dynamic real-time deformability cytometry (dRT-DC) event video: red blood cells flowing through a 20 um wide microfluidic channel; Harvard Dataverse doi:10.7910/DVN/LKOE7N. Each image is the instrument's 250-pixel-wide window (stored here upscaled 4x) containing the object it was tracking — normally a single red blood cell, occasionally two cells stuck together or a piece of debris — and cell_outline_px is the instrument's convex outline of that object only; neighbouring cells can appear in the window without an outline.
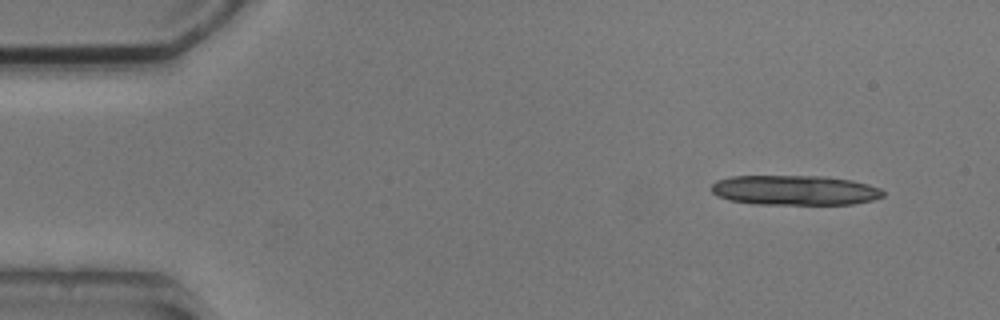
{"species": "common noctule bat (a hibernating species)", "species_latin": "Nyctalus noctula", "temperature_condition": "cold", "stored_images_in_passage": 5, "segment_of_instrument_passage": [1, 2], "camera_frame_rate_fps": 3000, "um_per_image_px": 0.085, "animal": {"sex": "male", "body_mass_g": 20.5, "forearm_length_mm": 52.5}, "frame": {"image": 1, "passage_image": 1, "time_ms": 0.0, "image_size_px": [1000, 320], "cell_outline_px": [[884, 196], [872, 200], [852, 204], [752, 204], [728, 200], [716, 196], [708, 188], [716, 180], [732, 176], [824, 176], [852, 180], [868, 184], [880, 188], [884, 192]], "centroid_in_image_um": [67.5, 16.17], "position_along_channel_um": 17.5, "area_um2": 30.17}}